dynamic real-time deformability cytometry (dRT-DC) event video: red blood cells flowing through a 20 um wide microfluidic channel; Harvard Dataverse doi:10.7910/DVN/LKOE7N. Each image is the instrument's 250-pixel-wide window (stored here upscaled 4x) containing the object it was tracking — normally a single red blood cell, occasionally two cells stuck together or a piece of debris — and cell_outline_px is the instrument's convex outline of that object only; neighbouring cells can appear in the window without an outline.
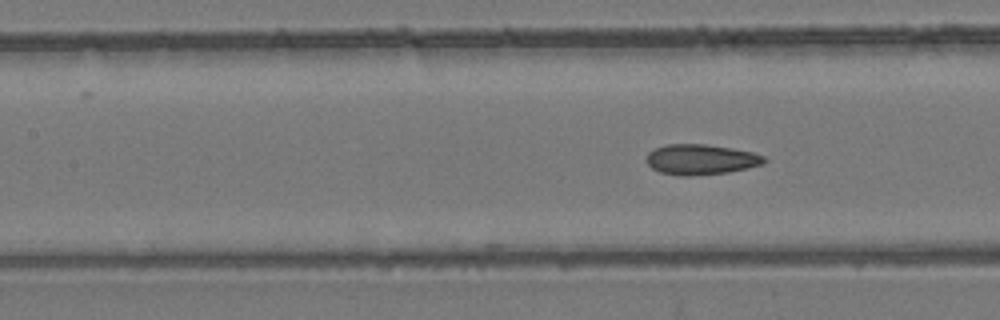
{"species": "common noctule bat (a hibernating species)", "species_latin": "Nyctalus noctula", "temperature_condition": "room temperature", "stored_images_in_passage": 25, "camera_frame_rate_fps": 3000, "um_per_image_px": 0.085, "animal": {"sex": "female", "body_mass_g": 24.6, "forearm_length_mm": 56.2}, "frame": {"image": 1, "passage_image": 25, "time_ms": 8.0, "image_size_px": [1000, 320], "cell_outline_px": [[768, 160], [764, 164], [748, 168], [728, 172], [688, 176], [680, 176], [660, 172], [652, 168], [648, 164], [648, 152], [656, 148], [668, 144], [704, 144], [732, 148], [752, 152], [764, 156]], "centroid_in_image_um": [59.61, 13.56], "position_along_channel_um": 147.8, "area_um2": 20.75}}